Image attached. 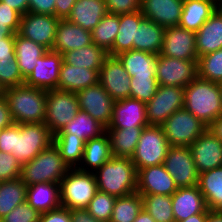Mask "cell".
Instances as JSON below:
<instances>
[{"label":"cell","instance_id":"57","mask_svg":"<svg viewBox=\"0 0 222 222\" xmlns=\"http://www.w3.org/2000/svg\"><path fill=\"white\" fill-rule=\"evenodd\" d=\"M17 11L21 16L28 12V0H0Z\"/></svg>","mask_w":222,"mask_h":222},{"label":"cell","instance_id":"19","mask_svg":"<svg viewBox=\"0 0 222 222\" xmlns=\"http://www.w3.org/2000/svg\"><path fill=\"white\" fill-rule=\"evenodd\" d=\"M146 103L132 99L116 100L113 105L112 121L106 129H130L146 127Z\"/></svg>","mask_w":222,"mask_h":222},{"label":"cell","instance_id":"6","mask_svg":"<svg viewBox=\"0 0 222 222\" xmlns=\"http://www.w3.org/2000/svg\"><path fill=\"white\" fill-rule=\"evenodd\" d=\"M98 191L94 173L70 169L60 181L61 207L86 209Z\"/></svg>","mask_w":222,"mask_h":222},{"label":"cell","instance_id":"8","mask_svg":"<svg viewBox=\"0 0 222 222\" xmlns=\"http://www.w3.org/2000/svg\"><path fill=\"white\" fill-rule=\"evenodd\" d=\"M161 126L169 145L179 147H189L208 127L185 108L174 112Z\"/></svg>","mask_w":222,"mask_h":222},{"label":"cell","instance_id":"39","mask_svg":"<svg viewBox=\"0 0 222 222\" xmlns=\"http://www.w3.org/2000/svg\"><path fill=\"white\" fill-rule=\"evenodd\" d=\"M27 185L20 179L0 182V220L26 201Z\"/></svg>","mask_w":222,"mask_h":222},{"label":"cell","instance_id":"49","mask_svg":"<svg viewBox=\"0 0 222 222\" xmlns=\"http://www.w3.org/2000/svg\"><path fill=\"white\" fill-rule=\"evenodd\" d=\"M109 14L134 13L140 10L141 0H104Z\"/></svg>","mask_w":222,"mask_h":222},{"label":"cell","instance_id":"63","mask_svg":"<svg viewBox=\"0 0 222 222\" xmlns=\"http://www.w3.org/2000/svg\"><path fill=\"white\" fill-rule=\"evenodd\" d=\"M219 86H220L221 104H222V82L219 83Z\"/></svg>","mask_w":222,"mask_h":222},{"label":"cell","instance_id":"23","mask_svg":"<svg viewBox=\"0 0 222 222\" xmlns=\"http://www.w3.org/2000/svg\"><path fill=\"white\" fill-rule=\"evenodd\" d=\"M89 44H93L91 31L85 30L67 19H60L51 51L63 54Z\"/></svg>","mask_w":222,"mask_h":222},{"label":"cell","instance_id":"12","mask_svg":"<svg viewBox=\"0 0 222 222\" xmlns=\"http://www.w3.org/2000/svg\"><path fill=\"white\" fill-rule=\"evenodd\" d=\"M163 165L178 188L198 185L199 173L189 147L170 146Z\"/></svg>","mask_w":222,"mask_h":222},{"label":"cell","instance_id":"35","mask_svg":"<svg viewBox=\"0 0 222 222\" xmlns=\"http://www.w3.org/2000/svg\"><path fill=\"white\" fill-rule=\"evenodd\" d=\"M62 56L63 62L74 67L100 70L109 55L102 47L93 43L77 50L64 52Z\"/></svg>","mask_w":222,"mask_h":222},{"label":"cell","instance_id":"14","mask_svg":"<svg viewBox=\"0 0 222 222\" xmlns=\"http://www.w3.org/2000/svg\"><path fill=\"white\" fill-rule=\"evenodd\" d=\"M76 94L80 110L87 112L93 119L108 128L112 121L115 100L106 92L103 86L98 83L80 90Z\"/></svg>","mask_w":222,"mask_h":222},{"label":"cell","instance_id":"50","mask_svg":"<svg viewBox=\"0 0 222 222\" xmlns=\"http://www.w3.org/2000/svg\"><path fill=\"white\" fill-rule=\"evenodd\" d=\"M21 15L6 3L0 1V24H7L15 33L18 32Z\"/></svg>","mask_w":222,"mask_h":222},{"label":"cell","instance_id":"61","mask_svg":"<svg viewBox=\"0 0 222 222\" xmlns=\"http://www.w3.org/2000/svg\"><path fill=\"white\" fill-rule=\"evenodd\" d=\"M207 213L195 214L179 222H206Z\"/></svg>","mask_w":222,"mask_h":222},{"label":"cell","instance_id":"44","mask_svg":"<svg viewBox=\"0 0 222 222\" xmlns=\"http://www.w3.org/2000/svg\"><path fill=\"white\" fill-rule=\"evenodd\" d=\"M115 200L116 197L97 191L86 209L96 220L110 222Z\"/></svg>","mask_w":222,"mask_h":222},{"label":"cell","instance_id":"64","mask_svg":"<svg viewBox=\"0 0 222 222\" xmlns=\"http://www.w3.org/2000/svg\"><path fill=\"white\" fill-rule=\"evenodd\" d=\"M4 93V89L2 88V86L0 85V96H2Z\"/></svg>","mask_w":222,"mask_h":222},{"label":"cell","instance_id":"24","mask_svg":"<svg viewBox=\"0 0 222 222\" xmlns=\"http://www.w3.org/2000/svg\"><path fill=\"white\" fill-rule=\"evenodd\" d=\"M195 39L198 57L222 48V6L195 32Z\"/></svg>","mask_w":222,"mask_h":222},{"label":"cell","instance_id":"37","mask_svg":"<svg viewBox=\"0 0 222 222\" xmlns=\"http://www.w3.org/2000/svg\"><path fill=\"white\" fill-rule=\"evenodd\" d=\"M105 131L106 128L101 123L93 119L87 112L79 110L76 116L57 133H70L86 142L99 137Z\"/></svg>","mask_w":222,"mask_h":222},{"label":"cell","instance_id":"60","mask_svg":"<svg viewBox=\"0 0 222 222\" xmlns=\"http://www.w3.org/2000/svg\"><path fill=\"white\" fill-rule=\"evenodd\" d=\"M206 222H222V211L209 209Z\"/></svg>","mask_w":222,"mask_h":222},{"label":"cell","instance_id":"42","mask_svg":"<svg viewBox=\"0 0 222 222\" xmlns=\"http://www.w3.org/2000/svg\"><path fill=\"white\" fill-rule=\"evenodd\" d=\"M119 15L107 13L91 31L93 43L109 52L119 31Z\"/></svg>","mask_w":222,"mask_h":222},{"label":"cell","instance_id":"4","mask_svg":"<svg viewBox=\"0 0 222 222\" xmlns=\"http://www.w3.org/2000/svg\"><path fill=\"white\" fill-rule=\"evenodd\" d=\"M98 191L116 198L137 191V170L131 158L113 156L95 173Z\"/></svg>","mask_w":222,"mask_h":222},{"label":"cell","instance_id":"15","mask_svg":"<svg viewBox=\"0 0 222 222\" xmlns=\"http://www.w3.org/2000/svg\"><path fill=\"white\" fill-rule=\"evenodd\" d=\"M159 54L179 60L198 61L195 32L179 26L167 27Z\"/></svg>","mask_w":222,"mask_h":222},{"label":"cell","instance_id":"20","mask_svg":"<svg viewBox=\"0 0 222 222\" xmlns=\"http://www.w3.org/2000/svg\"><path fill=\"white\" fill-rule=\"evenodd\" d=\"M178 187L163 164L142 168L137 174L139 194H162L171 196Z\"/></svg>","mask_w":222,"mask_h":222},{"label":"cell","instance_id":"17","mask_svg":"<svg viewBox=\"0 0 222 222\" xmlns=\"http://www.w3.org/2000/svg\"><path fill=\"white\" fill-rule=\"evenodd\" d=\"M189 148L199 174L222 166V142L209 129H206Z\"/></svg>","mask_w":222,"mask_h":222},{"label":"cell","instance_id":"28","mask_svg":"<svg viewBox=\"0 0 222 222\" xmlns=\"http://www.w3.org/2000/svg\"><path fill=\"white\" fill-rule=\"evenodd\" d=\"M26 201L40 214L58 209L60 203V184L38 183L27 186Z\"/></svg>","mask_w":222,"mask_h":222},{"label":"cell","instance_id":"38","mask_svg":"<svg viewBox=\"0 0 222 222\" xmlns=\"http://www.w3.org/2000/svg\"><path fill=\"white\" fill-rule=\"evenodd\" d=\"M53 143L70 169L79 167L85 147L82 139L70 133H56L53 135Z\"/></svg>","mask_w":222,"mask_h":222},{"label":"cell","instance_id":"21","mask_svg":"<svg viewBox=\"0 0 222 222\" xmlns=\"http://www.w3.org/2000/svg\"><path fill=\"white\" fill-rule=\"evenodd\" d=\"M184 0H141L140 12L162 27L178 26Z\"/></svg>","mask_w":222,"mask_h":222},{"label":"cell","instance_id":"65","mask_svg":"<svg viewBox=\"0 0 222 222\" xmlns=\"http://www.w3.org/2000/svg\"><path fill=\"white\" fill-rule=\"evenodd\" d=\"M215 2H217L220 6H222V0H213Z\"/></svg>","mask_w":222,"mask_h":222},{"label":"cell","instance_id":"29","mask_svg":"<svg viewBox=\"0 0 222 222\" xmlns=\"http://www.w3.org/2000/svg\"><path fill=\"white\" fill-rule=\"evenodd\" d=\"M219 6L213 0H184L178 26L197 32Z\"/></svg>","mask_w":222,"mask_h":222},{"label":"cell","instance_id":"45","mask_svg":"<svg viewBox=\"0 0 222 222\" xmlns=\"http://www.w3.org/2000/svg\"><path fill=\"white\" fill-rule=\"evenodd\" d=\"M130 98L149 102L156 94L158 82L156 77H130Z\"/></svg>","mask_w":222,"mask_h":222},{"label":"cell","instance_id":"56","mask_svg":"<svg viewBox=\"0 0 222 222\" xmlns=\"http://www.w3.org/2000/svg\"><path fill=\"white\" fill-rule=\"evenodd\" d=\"M72 222H102L96 220L87 209H72L70 210Z\"/></svg>","mask_w":222,"mask_h":222},{"label":"cell","instance_id":"33","mask_svg":"<svg viewBox=\"0 0 222 222\" xmlns=\"http://www.w3.org/2000/svg\"><path fill=\"white\" fill-rule=\"evenodd\" d=\"M143 18L144 16L140 10L134 13L119 14V31L112 49L108 52L109 56H116L121 52L133 50L136 27L139 26Z\"/></svg>","mask_w":222,"mask_h":222},{"label":"cell","instance_id":"58","mask_svg":"<svg viewBox=\"0 0 222 222\" xmlns=\"http://www.w3.org/2000/svg\"><path fill=\"white\" fill-rule=\"evenodd\" d=\"M207 129L210 130L222 142V116L215 119Z\"/></svg>","mask_w":222,"mask_h":222},{"label":"cell","instance_id":"54","mask_svg":"<svg viewBox=\"0 0 222 222\" xmlns=\"http://www.w3.org/2000/svg\"><path fill=\"white\" fill-rule=\"evenodd\" d=\"M77 0H55V16L58 19H67Z\"/></svg>","mask_w":222,"mask_h":222},{"label":"cell","instance_id":"26","mask_svg":"<svg viewBox=\"0 0 222 222\" xmlns=\"http://www.w3.org/2000/svg\"><path fill=\"white\" fill-rule=\"evenodd\" d=\"M113 157L108 133L85 142L82 161L77 168L83 172L95 173L105 162Z\"/></svg>","mask_w":222,"mask_h":222},{"label":"cell","instance_id":"52","mask_svg":"<svg viewBox=\"0 0 222 222\" xmlns=\"http://www.w3.org/2000/svg\"><path fill=\"white\" fill-rule=\"evenodd\" d=\"M39 222H72L70 210L64 207L40 214Z\"/></svg>","mask_w":222,"mask_h":222},{"label":"cell","instance_id":"47","mask_svg":"<svg viewBox=\"0 0 222 222\" xmlns=\"http://www.w3.org/2000/svg\"><path fill=\"white\" fill-rule=\"evenodd\" d=\"M21 167L14 155L0 151V182L20 178Z\"/></svg>","mask_w":222,"mask_h":222},{"label":"cell","instance_id":"34","mask_svg":"<svg viewBox=\"0 0 222 222\" xmlns=\"http://www.w3.org/2000/svg\"><path fill=\"white\" fill-rule=\"evenodd\" d=\"M198 188L208 209L222 211V166L199 174Z\"/></svg>","mask_w":222,"mask_h":222},{"label":"cell","instance_id":"18","mask_svg":"<svg viewBox=\"0 0 222 222\" xmlns=\"http://www.w3.org/2000/svg\"><path fill=\"white\" fill-rule=\"evenodd\" d=\"M62 62V54L48 50L37 60L36 67L30 76L25 79V84L44 90H58Z\"/></svg>","mask_w":222,"mask_h":222},{"label":"cell","instance_id":"46","mask_svg":"<svg viewBox=\"0 0 222 222\" xmlns=\"http://www.w3.org/2000/svg\"><path fill=\"white\" fill-rule=\"evenodd\" d=\"M25 83L16 59L0 64V85L3 89Z\"/></svg>","mask_w":222,"mask_h":222},{"label":"cell","instance_id":"1","mask_svg":"<svg viewBox=\"0 0 222 222\" xmlns=\"http://www.w3.org/2000/svg\"><path fill=\"white\" fill-rule=\"evenodd\" d=\"M53 143L45 123H13L0 133V151L11 153L21 165L31 161Z\"/></svg>","mask_w":222,"mask_h":222},{"label":"cell","instance_id":"3","mask_svg":"<svg viewBox=\"0 0 222 222\" xmlns=\"http://www.w3.org/2000/svg\"><path fill=\"white\" fill-rule=\"evenodd\" d=\"M184 108L209 126L222 116L219 83L197 77L184 88Z\"/></svg>","mask_w":222,"mask_h":222},{"label":"cell","instance_id":"9","mask_svg":"<svg viewBox=\"0 0 222 222\" xmlns=\"http://www.w3.org/2000/svg\"><path fill=\"white\" fill-rule=\"evenodd\" d=\"M77 94L57 89L47 90L46 117L44 123L54 135L79 112Z\"/></svg>","mask_w":222,"mask_h":222},{"label":"cell","instance_id":"7","mask_svg":"<svg viewBox=\"0 0 222 222\" xmlns=\"http://www.w3.org/2000/svg\"><path fill=\"white\" fill-rule=\"evenodd\" d=\"M169 147L162 126L144 127L134 155L131 157L137 172L148 166L163 164Z\"/></svg>","mask_w":222,"mask_h":222},{"label":"cell","instance_id":"40","mask_svg":"<svg viewBox=\"0 0 222 222\" xmlns=\"http://www.w3.org/2000/svg\"><path fill=\"white\" fill-rule=\"evenodd\" d=\"M143 209L156 222H175L172 210V198L162 194H141Z\"/></svg>","mask_w":222,"mask_h":222},{"label":"cell","instance_id":"25","mask_svg":"<svg viewBox=\"0 0 222 222\" xmlns=\"http://www.w3.org/2000/svg\"><path fill=\"white\" fill-rule=\"evenodd\" d=\"M99 71L87 68L74 67L66 62H62L58 90L77 93L85 88L99 83Z\"/></svg>","mask_w":222,"mask_h":222},{"label":"cell","instance_id":"16","mask_svg":"<svg viewBox=\"0 0 222 222\" xmlns=\"http://www.w3.org/2000/svg\"><path fill=\"white\" fill-rule=\"evenodd\" d=\"M99 83L116 101L130 98L131 79L116 56H108L99 71Z\"/></svg>","mask_w":222,"mask_h":222},{"label":"cell","instance_id":"2","mask_svg":"<svg viewBox=\"0 0 222 222\" xmlns=\"http://www.w3.org/2000/svg\"><path fill=\"white\" fill-rule=\"evenodd\" d=\"M14 123H44L47 90L24 84L4 89Z\"/></svg>","mask_w":222,"mask_h":222},{"label":"cell","instance_id":"27","mask_svg":"<svg viewBox=\"0 0 222 222\" xmlns=\"http://www.w3.org/2000/svg\"><path fill=\"white\" fill-rule=\"evenodd\" d=\"M107 13L104 0H77L67 20L92 31Z\"/></svg>","mask_w":222,"mask_h":222},{"label":"cell","instance_id":"32","mask_svg":"<svg viewBox=\"0 0 222 222\" xmlns=\"http://www.w3.org/2000/svg\"><path fill=\"white\" fill-rule=\"evenodd\" d=\"M48 50L40 44L28 38L15 35V59L18 62L20 72L26 79L36 67L37 60Z\"/></svg>","mask_w":222,"mask_h":222},{"label":"cell","instance_id":"22","mask_svg":"<svg viewBox=\"0 0 222 222\" xmlns=\"http://www.w3.org/2000/svg\"><path fill=\"white\" fill-rule=\"evenodd\" d=\"M171 198L175 222L195 214L208 213L204 196L197 185L180 187L171 195Z\"/></svg>","mask_w":222,"mask_h":222},{"label":"cell","instance_id":"43","mask_svg":"<svg viewBox=\"0 0 222 222\" xmlns=\"http://www.w3.org/2000/svg\"><path fill=\"white\" fill-rule=\"evenodd\" d=\"M198 77L216 83L222 82V48L198 57Z\"/></svg>","mask_w":222,"mask_h":222},{"label":"cell","instance_id":"62","mask_svg":"<svg viewBox=\"0 0 222 222\" xmlns=\"http://www.w3.org/2000/svg\"><path fill=\"white\" fill-rule=\"evenodd\" d=\"M134 222H156L144 209L137 215Z\"/></svg>","mask_w":222,"mask_h":222},{"label":"cell","instance_id":"41","mask_svg":"<svg viewBox=\"0 0 222 222\" xmlns=\"http://www.w3.org/2000/svg\"><path fill=\"white\" fill-rule=\"evenodd\" d=\"M143 209L142 195L137 191L116 198L110 222H134Z\"/></svg>","mask_w":222,"mask_h":222},{"label":"cell","instance_id":"5","mask_svg":"<svg viewBox=\"0 0 222 222\" xmlns=\"http://www.w3.org/2000/svg\"><path fill=\"white\" fill-rule=\"evenodd\" d=\"M69 170L70 167L64 162L59 149L52 143L22 165L20 179L27 186L46 182L60 184Z\"/></svg>","mask_w":222,"mask_h":222},{"label":"cell","instance_id":"11","mask_svg":"<svg viewBox=\"0 0 222 222\" xmlns=\"http://www.w3.org/2000/svg\"><path fill=\"white\" fill-rule=\"evenodd\" d=\"M184 108V88L158 86L156 94L146 103L149 125L161 126L174 112Z\"/></svg>","mask_w":222,"mask_h":222},{"label":"cell","instance_id":"59","mask_svg":"<svg viewBox=\"0 0 222 222\" xmlns=\"http://www.w3.org/2000/svg\"><path fill=\"white\" fill-rule=\"evenodd\" d=\"M15 35L16 33L7 24H0V42H4V38L8 36Z\"/></svg>","mask_w":222,"mask_h":222},{"label":"cell","instance_id":"48","mask_svg":"<svg viewBox=\"0 0 222 222\" xmlns=\"http://www.w3.org/2000/svg\"><path fill=\"white\" fill-rule=\"evenodd\" d=\"M40 213L27 201L11 210L0 222H39Z\"/></svg>","mask_w":222,"mask_h":222},{"label":"cell","instance_id":"30","mask_svg":"<svg viewBox=\"0 0 222 222\" xmlns=\"http://www.w3.org/2000/svg\"><path fill=\"white\" fill-rule=\"evenodd\" d=\"M116 57L129 77H156L157 55L138 50L121 52Z\"/></svg>","mask_w":222,"mask_h":222},{"label":"cell","instance_id":"51","mask_svg":"<svg viewBox=\"0 0 222 222\" xmlns=\"http://www.w3.org/2000/svg\"><path fill=\"white\" fill-rule=\"evenodd\" d=\"M28 12L55 16V0H28Z\"/></svg>","mask_w":222,"mask_h":222},{"label":"cell","instance_id":"10","mask_svg":"<svg viewBox=\"0 0 222 222\" xmlns=\"http://www.w3.org/2000/svg\"><path fill=\"white\" fill-rule=\"evenodd\" d=\"M198 77V61L157 55L156 78L159 86L185 88Z\"/></svg>","mask_w":222,"mask_h":222},{"label":"cell","instance_id":"36","mask_svg":"<svg viewBox=\"0 0 222 222\" xmlns=\"http://www.w3.org/2000/svg\"><path fill=\"white\" fill-rule=\"evenodd\" d=\"M143 129L144 127L106 129L110 138L112 155L115 157L131 158L134 155Z\"/></svg>","mask_w":222,"mask_h":222},{"label":"cell","instance_id":"31","mask_svg":"<svg viewBox=\"0 0 222 222\" xmlns=\"http://www.w3.org/2000/svg\"><path fill=\"white\" fill-rule=\"evenodd\" d=\"M165 27L156 24L148 18H143L136 27L133 50L145 51L158 55L161 51Z\"/></svg>","mask_w":222,"mask_h":222},{"label":"cell","instance_id":"53","mask_svg":"<svg viewBox=\"0 0 222 222\" xmlns=\"http://www.w3.org/2000/svg\"><path fill=\"white\" fill-rule=\"evenodd\" d=\"M15 57V36H8L0 42V64L8 63Z\"/></svg>","mask_w":222,"mask_h":222},{"label":"cell","instance_id":"13","mask_svg":"<svg viewBox=\"0 0 222 222\" xmlns=\"http://www.w3.org/2000/svg\"><path fill=\"white\" fill-rule=\"evenodd\" d=\"M59 20L53 15L27 12L21 16L17 34L51 50Z\"/></svg>","mask_w":222,"mask_h":222},{"label":"cell","instance_id":"55","mask_svg":"<svg viewBox=\"0 0 222 222\" xmlns=\"http://www.w3.org/2000/svg\"><path fill=\"white\" fill-rule=\"evenodd\" d=\"M14 123L4 95L0 96V129H4Z\"/></svg>","mask_w":222,"mask_h":222}]
</instances>
